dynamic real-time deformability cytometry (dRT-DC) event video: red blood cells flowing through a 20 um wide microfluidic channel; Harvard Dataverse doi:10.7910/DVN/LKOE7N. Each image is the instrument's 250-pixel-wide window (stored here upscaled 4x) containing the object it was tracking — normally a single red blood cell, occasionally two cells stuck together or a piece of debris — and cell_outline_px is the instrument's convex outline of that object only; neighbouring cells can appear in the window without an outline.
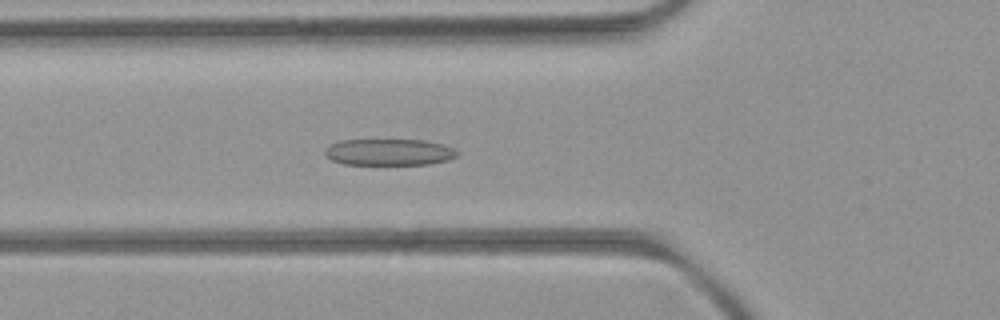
{"species": "common noctule bat (a hibernating species)", "species_latin": "Nyctalus noctula", "temperature_condition": "room temperature", "stored_images_in_passage": 51, "camera_frame_rate_fps": 3000, "um_per_image_px": 0.085, "animal": {"sex": "female", "body_mass_g": 21.9}, "frame": {"image": 1, "passage_image": 17, "time_ms": 5.333, "image_size_px": [1000, 320], "cell_outline_px": [[460, 152], [456, 156], [448, 160], [428, 164], [344, 164], [332, 160], [324, 156], [324, 148], [340, 140], [424, 140], [444, 144], [456, 148]], "centroid_in_image_um": [33.09, 12.92], "position_along_channel_um": 92.7, "area_um2": 20.58}}
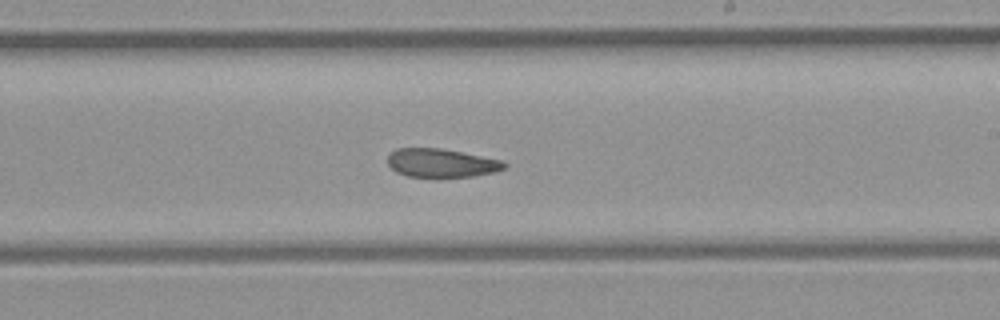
{"frame": {"image": 2, "passage_image": 29, "time_ms": 9.333, "image_size_px": [1000, 320], "cell_outline_px": [[508, 168], [496, 172], [472, 176], [408, 176], [396, 172], [388, 164], [388, 156], [396, 148], [440, 148], [504, 160], [508, 164]], "centroid_in_image_um": [37.58, 13.84], "position_along_channel_um": 251.4, "area_um2": 19.36}}
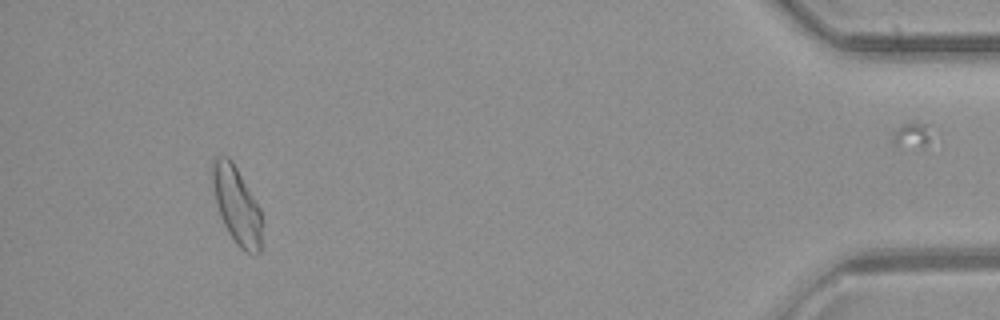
{"frame": {"image": 3, "passage_image": 47, "time_ms": 15.333, "image_size_px": [1000, 320], "cell_outline_px": [[260, 252], [244, 252], [236, 244], [228, 232], [220, 216], [216, 200], [212, 180], [212, 160], [216, 156], [228, 156], [232, 160], [260, 208]], "centroid_in_image_um": [20.09, 17.41], "position_along_channel_um": 415.1, "area_um2": 21.79}, "authors_computed_cell_mechanics": {"area_um2": 21.675, "velocity_mm_per_s": 3.9535, "shape_relaxation_time_tau1_ms": null, "shape_relaxation_time_tau2_ms": 6.5016, "deformation_change_tau1": null, "deformation_change_tau2": 0.1272}}